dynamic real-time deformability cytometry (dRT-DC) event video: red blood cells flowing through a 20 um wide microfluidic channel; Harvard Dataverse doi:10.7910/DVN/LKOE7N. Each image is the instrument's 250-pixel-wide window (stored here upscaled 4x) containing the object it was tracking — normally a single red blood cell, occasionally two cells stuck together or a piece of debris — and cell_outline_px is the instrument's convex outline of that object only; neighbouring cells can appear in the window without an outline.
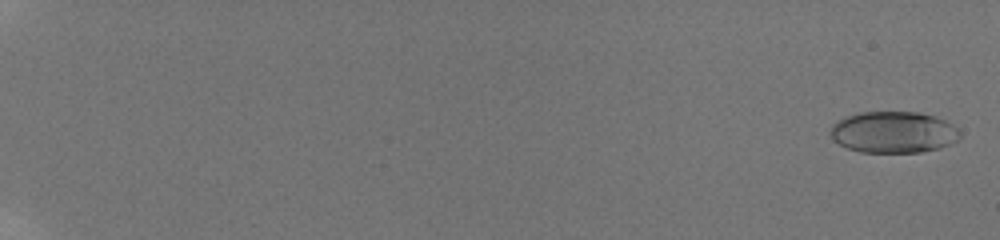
{"species": "human", "species_latin": "Homo sapiens", "temperature_condition": "room temperature", "stored_images_in_passage": 15, "camera_frame_rate_fps": 3000, "um_per_image_px": 0.085, "donor": {"sex": "male"}, "frame": {"image": 1, "passage_image": 1, "time_ms": 0.0, "image_size_px": [1000, 240], "cell_outline_px": [[960, 140], [940, 148], [920, 152], [860, 152], [848, 148], [840, 144], [832, 136], [832, 124], [836, 120], [860, 112], [920, 112], [936, 116], [952, 124], [960, 132]], "centroid_in_image_um": [75.99, 11.23], "position_along_channel_um": 9.0, "area_um2": 31.27}}
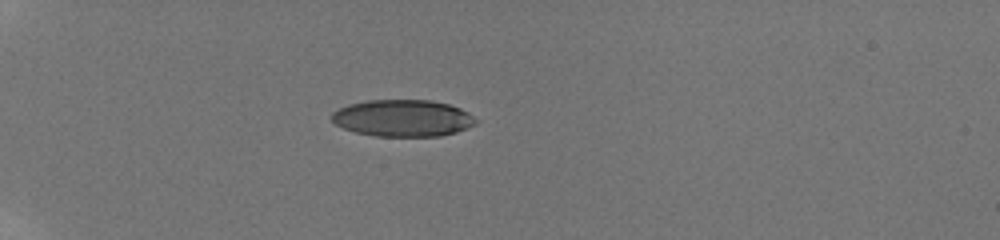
{"frame": {"image": 2, "passage_image": 13, "time_ms": 6.333, "image_size_px": [1000, 240], "cell_outline_px": [[480, 120], [476, 124], [468, 128], [456, 132], [440, 136], [376, 136], [356, 132], [344, 128], [336, 124], [332, 120], [332, 112], [348, 104], [364, 100], [432, 100], [448, 104], [460, 108], [468, 112]], "centroid_in_image_um": [34.28, 10.03], "position_along_channel_um": 50.7, "area_um2": 31.1}}